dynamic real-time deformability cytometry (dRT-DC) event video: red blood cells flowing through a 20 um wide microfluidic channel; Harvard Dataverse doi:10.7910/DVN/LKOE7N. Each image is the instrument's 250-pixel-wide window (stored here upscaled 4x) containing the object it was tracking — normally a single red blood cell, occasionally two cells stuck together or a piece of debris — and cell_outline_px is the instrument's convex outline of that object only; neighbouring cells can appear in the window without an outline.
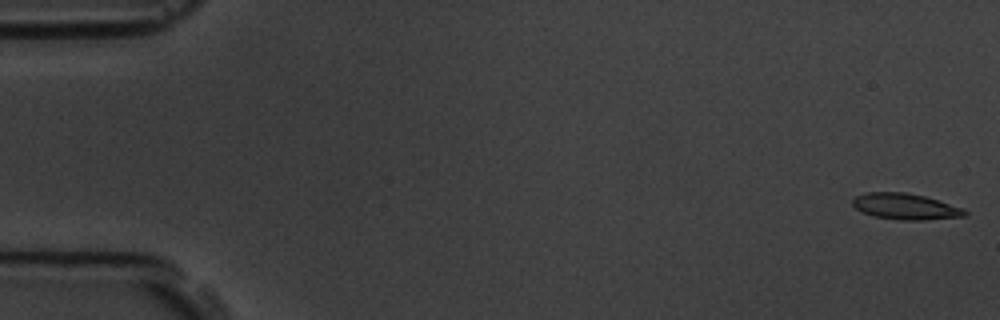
{"species": "common noctule bat (a hibernating species)", "species_latin": "Nyctalus noctula", "temperature_condition": "room temperature", "stored_images_in_passage": 7, "camera_frame_rate_fps": 3000, "um_per_image_px": 0.085, "animal": {"sex": "male", "body_mass_g": 19.5, "forearm_length_mm": 54.6}, "frame": {"image": 1, "passage_image": 1, "time_ms": 0.0, "image_size_px": [1000, 320], "cell_outline_px": [[968, 216], [924, 220], [900, 220], [872, 216], [860, 212], [852, 204], [852, 200], [856, 196], [868, 192], [904, 192], [924, 196], [964, 208], [968, 212]], "centroid_in_image_um": [76.97, 17.56], "position_along_channel_um": 8.0, "area_um2": 17.17}}
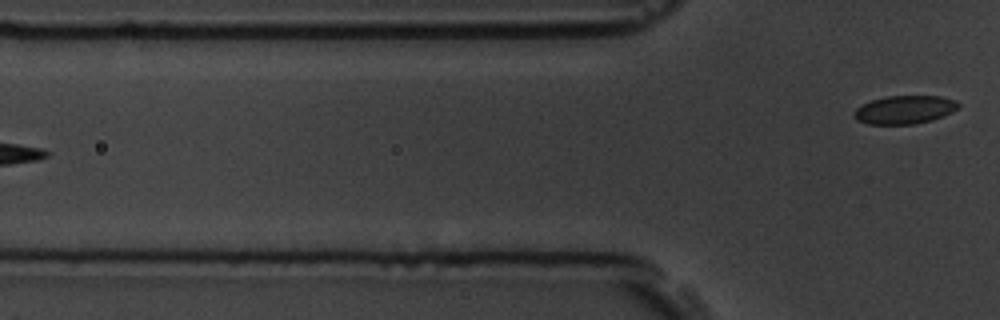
{"frame": {"image": 2, "passage_image": 7, "time_ms": 7.0, "image_size_px": [1000, 320], "cell_outline_px": [[960, 104], [952, 112], [932, 120], [912, 124], [868, 124], [856, 120], [852, 116], [852, 112], [860, 104], [872, 100], [888, 96], [940, 96], [956, 100]], "centroid_in_image_um": [76.84, 9.32], "position_along_channel_um": 49.0, "area_um2": 17.28}}